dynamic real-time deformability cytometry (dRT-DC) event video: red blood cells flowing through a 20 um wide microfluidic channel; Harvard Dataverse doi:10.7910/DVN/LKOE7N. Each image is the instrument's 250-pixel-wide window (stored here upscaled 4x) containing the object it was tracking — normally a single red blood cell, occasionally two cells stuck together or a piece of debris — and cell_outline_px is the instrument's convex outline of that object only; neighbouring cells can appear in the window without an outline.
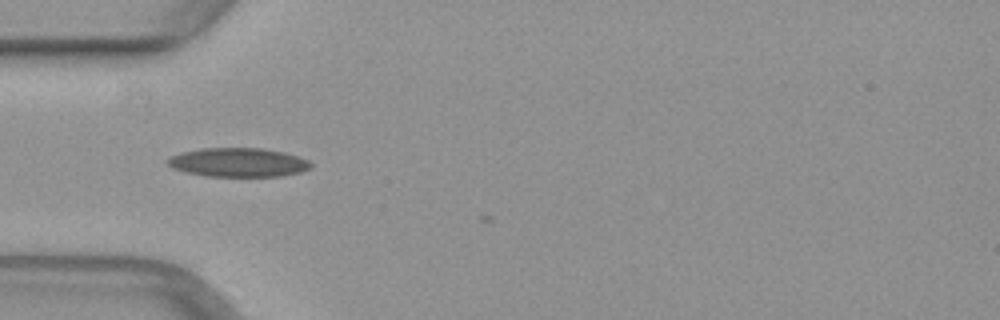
{"species": "common noctule bat (a hibernating species)", "species_latin": "Nyctalus noctula", "temperature_condition": "warm", "stored_images_in_passage": 5, "camera_frame_rate_fps": 3000, "um_per_image_px": 0.085, "animal": {"sex": "female", "body_mass_g": 29.2, "forearm_length_mm": 56.3}, "frame": {"image": 1, "passage_image": 4, "time_ms": 1.0, "image_size_px": [1000, 320], "cell_outline_px": [[312, 168], [300, 172], [284, 176], [204, 176], [184, 172], [172, 168], [168, 164], [168, 156], [180, 152], [200, 148], [264, 148], [284, 152], [300, 156], [308, 160], [312, 164]], "centroid_in_image_um": [20.25, 13.8], "position_along_channel_um": 64.7, "area_um2": 24.51}}